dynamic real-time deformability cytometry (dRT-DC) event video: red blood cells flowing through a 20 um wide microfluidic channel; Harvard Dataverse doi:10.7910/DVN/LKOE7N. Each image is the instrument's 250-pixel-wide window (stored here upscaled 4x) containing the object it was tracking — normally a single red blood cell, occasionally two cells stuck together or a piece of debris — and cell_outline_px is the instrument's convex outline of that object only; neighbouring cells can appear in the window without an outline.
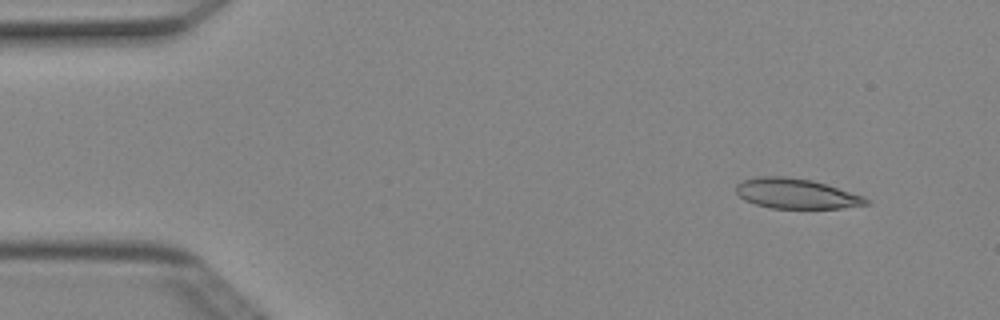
{"species": "Egyptian fruit bat (a non-hibernating species)", "species_latin": "Rousettus aegyptiacus", "temperature_condition": "cold", "stored_images_in_passage": 5, "camera_frame_rate_fps": 3000, "um_per_image_px": 0.085, "animal": {"sex": "female"}, "frame": {"image": 1, "passage_image": 2, "time_ms": 0.333, "image_size_px": [1000, 320], "cell_outline_px": [[872, 204], [840, 208], [772, 208], [756, 204], [744, 200], [736, 192], [736, 184], [744, 180], [756, 176], [784, 176], [812, 180], [864, 196], [872, 200]], "centroid_in_image_um": [67.7, 16.46], "position_along_channel_um": 17.3, "area_um2": 22.83}}
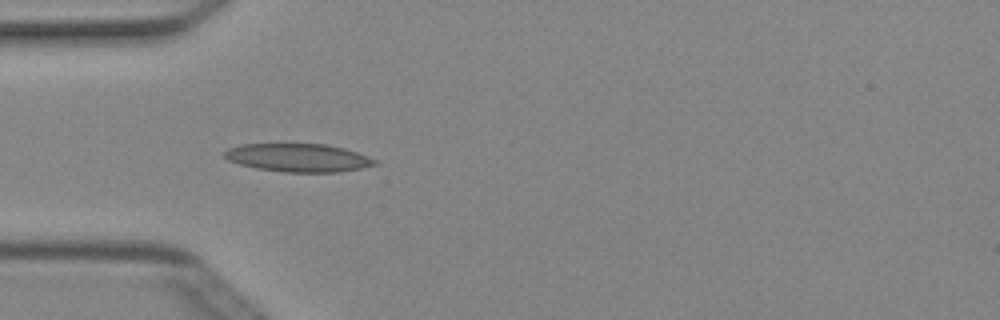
{"frame": {"image": 2, "passage_image": 4, "time_ms": 1.0, "image_size_px": [1000, 320], "cell_outline_px": [[380, 160], [376, 164], [360, 168], [340, 172], [284, 172], [256, 168], [240, 164], [228, 160], [224, 156], [224, 152], [228, 148], [240, 144], [328, 144], [344, 148]], "centroid_in_image_um": [25.36, 13.4], "position_along_channel_um": 59.6, "area_um2": 24.74}}
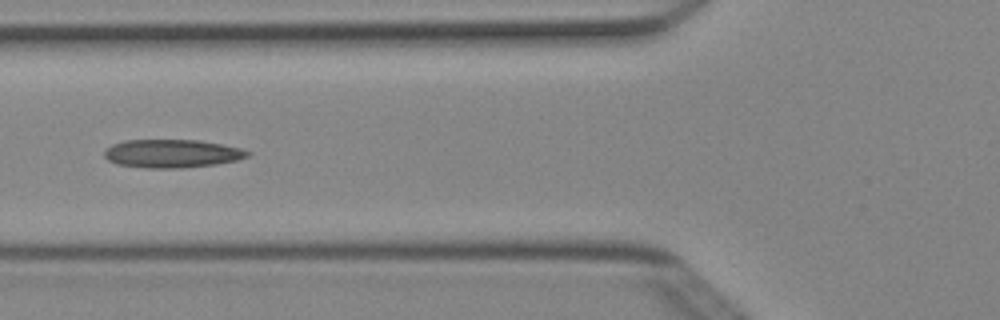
{"frame": {"image": 3, "passage_image": 5, "time_ms": 1.333, "image_size_px": [1000, 320], "cell_outline_px": [[252, 152], [248, 156], [236, 160], [216, 164], [180, 168], [148, 168], [116, 164], [108, 160], [104, 156], [104, 152], [112, 144], [124, 140], [200, 140], [240, 148]], "centroid_in_image_um": [14.6, 13.05], "position_along_channel_um": 111.2, "area_um2": 23.52}}